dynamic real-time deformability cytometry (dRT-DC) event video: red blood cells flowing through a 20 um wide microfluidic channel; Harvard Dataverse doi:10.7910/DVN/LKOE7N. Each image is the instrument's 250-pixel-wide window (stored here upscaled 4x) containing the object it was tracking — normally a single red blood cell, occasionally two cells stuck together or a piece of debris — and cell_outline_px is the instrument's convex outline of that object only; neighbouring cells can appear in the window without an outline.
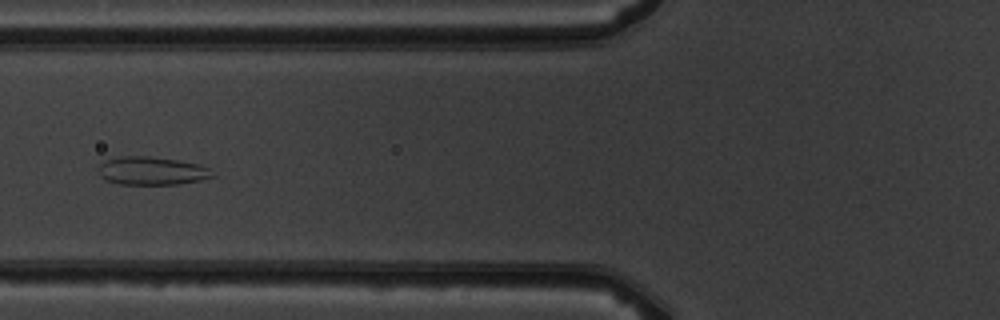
{"species": "common noctule bat (a hibernating species)", "species_latin": "Nyctalus noctula", "temperature_condition": "warm", "stored_images_in_passage": 7, "camera_frame_rate_fps": 3000, "um_per_image_px": 0.085, "animal": {"sex": "male", "body_mass_g": 19.5, "forearm_length_mm": 54.6}, "frame": {"image": 1, "passage_image": 7, "time_ms": 7.0, "image_size_px": [1000, 320], "cell_outline_px": [[216, 176], [200, 180], [176, 184], [120, 184], [108, 180], [100, 176], [100, 164], [104, 160], [120, 156], [148, 156], [176, 160], [196, 164], [208, 168]], "centroid_in_image_um": [12.89, 14.52], "position_along_channel_um": 112.9, "area_um2": 18.44}}